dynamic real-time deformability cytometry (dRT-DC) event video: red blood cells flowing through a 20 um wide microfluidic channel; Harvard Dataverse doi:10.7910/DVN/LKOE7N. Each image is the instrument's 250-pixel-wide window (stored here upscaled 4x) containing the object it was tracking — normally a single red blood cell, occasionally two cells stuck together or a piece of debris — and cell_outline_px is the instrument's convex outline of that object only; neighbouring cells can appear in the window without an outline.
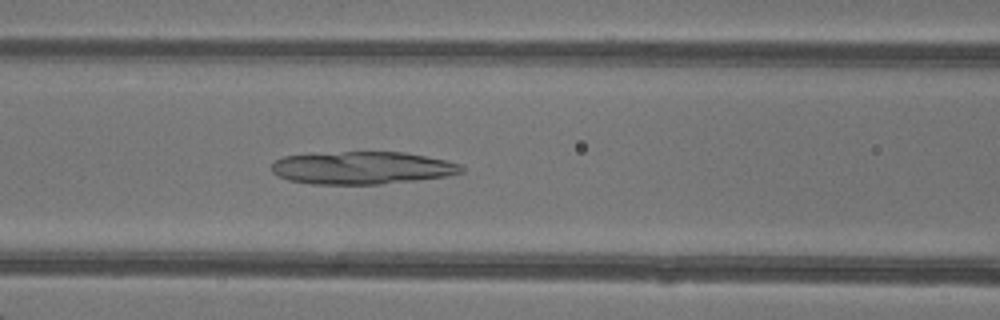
{"species": "common noctule bat (a hibernating species)", "species_latin": "Nyctalus noctula", "temperature_condition": "warm", "stored_images_in_passage": 47, "camera_frame_rate_fps": 3000, "um_per_image_px": 0.085, "animal": {"sex": "female"}, "frame": {"image": 1, "passage_image": 20, "time_ms": 6.333, "image_size_px": [1000, 320], "cell_outline_px": [[464, 172], [444, 176], [416, 180], [380, 184], [312, 184], [288, 180], [272, 172], [272, 164], [276, 160], [284, 156], [344, 152], [404, 152], [444, 160], [460, 164], [464, 168]], "centroid_in_image_um": [30.78, 14.27], "position_along_channel_um": 135.8, "area_um2": 35.72}}
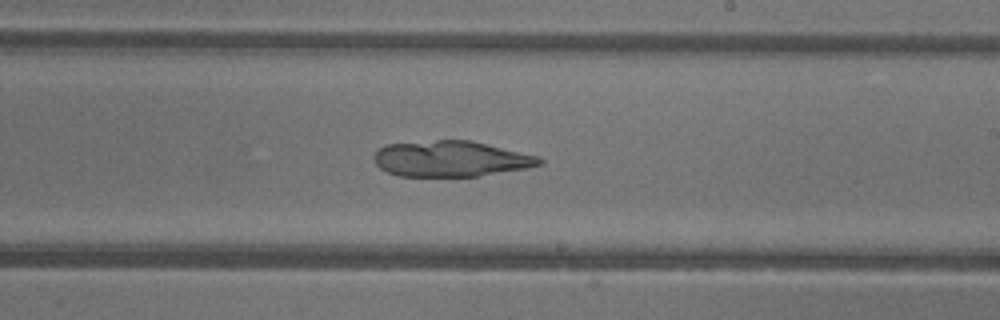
{"frame": {"image": 2, "passage_image": 28, "time_ms": 9.0, "image_size_px": [1000, 320], "cell_outline_px": [[544, 164], [528, 168], [476, 176], [400, 176], [388, 172], [380, 168], [376, 164], [376, 152], [384, 144], [436, 140], [468, 140], [540, 156], [544, 160]], "centroid_in_image_um": [38.36, 13.5], "position_along_channel_um": 250.6, "area_um2": 34.33}}
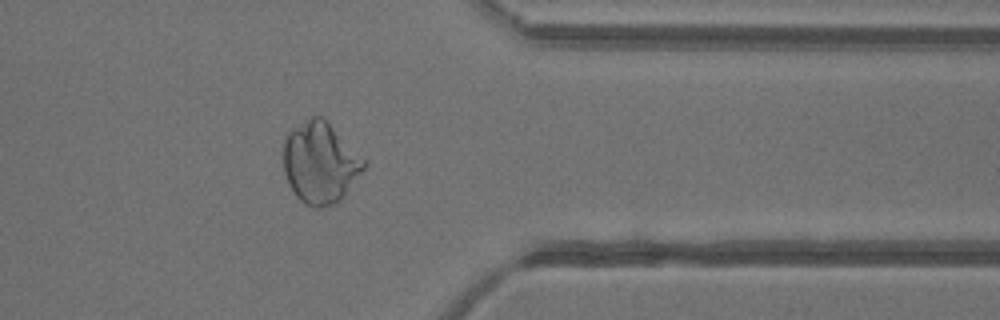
{"frame": {"image": 3, "passage_image": 38, "time_ms": 12.333, "image_size_px": [1000, 320], "cell_outline_px": [[364, 168], [344, 196], [340, 200], [324, 208], [312, 208], [304, 204], [296, 196], [284, 172], [284, 140], [288, 132], [292, 128], [308, 116], [324, 116], [364, 160]], "centroid_in_image_um": [27.18, 13.82], "position_along_channel_um": 384.2, "area_um2": 37.97}}